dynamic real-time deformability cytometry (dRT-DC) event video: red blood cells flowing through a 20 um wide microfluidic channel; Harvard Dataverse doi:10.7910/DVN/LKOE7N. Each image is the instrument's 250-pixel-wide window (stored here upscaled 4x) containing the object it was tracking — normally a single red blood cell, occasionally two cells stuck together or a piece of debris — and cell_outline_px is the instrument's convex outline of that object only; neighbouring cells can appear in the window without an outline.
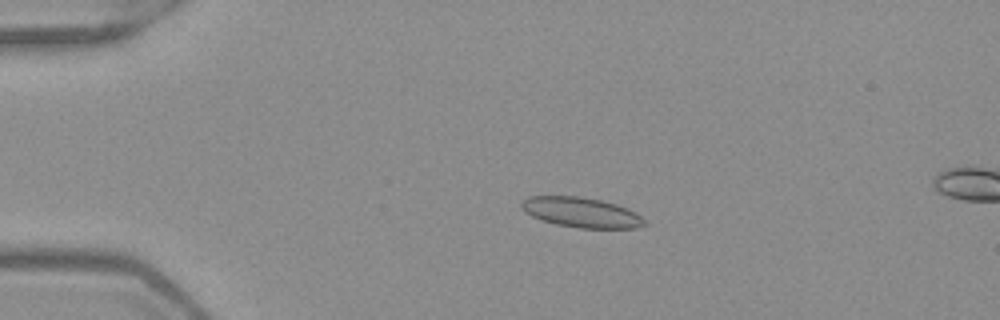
{"species": "Egyptian fruit bat (a non-hibernating species)", "species_latin": "Rousettus aegyptiacus", "temperature_condition": "warm", "stored_images_in_passage": 17, "camera_frame_rate_fps": 3000, "um_per_image_px": 0.085, "frame": {"image": 1, "passage_image": 12, "time_ms": 3.667, "image_size_px": [1000, 320], "cell_outline_px": [[648, 224], [636, 228], [580, 228], [556, 224], [532, 216], [524, 212], [520, 204], [528, 196], [580, 196], [600, 200], [616, 204], [628, 208], [636, 212]], "centroid_in_image_um": [49.43, 18.05], "position_along_channel_um": 35.6, "area_um2": 21.5}}